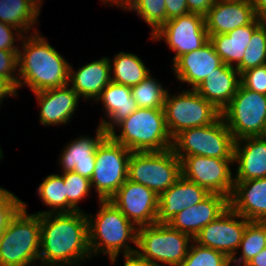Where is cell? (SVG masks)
Listing matches in <instances>:
<instances>
[{
	"mask_svg": "<svg viewBox=\"0 0 266 266\" xmlns=\"http://www.w3.org/2000/svg\"><path fill=\"white\" fill-rule=\"evenodd\" d=\"M41 266H80L92 258L84 211L40 215Z\"/></svg>",
	"mask_w": 266,
	"mask_h": 266,
	"instance_id": "1",
	"label": "cell"
},
{
	"mask_svg": "<svg viewBox=\"0 0 266 266\" xmlns=\"http://www.w3.org/2000/svg\"><path fill=\"white\" fill-rule=\"evenodd\" d=\"M20 43L17 90L26 85L36 93L68 85L69 62L40 31L25 35Z\"/></svg>",
	"mask_w": 266,
	"mask_h": 266,
	"instance_id": "2",
	"label": "cell"
},
{
	"mask_svg": "<svg viewBox=\"0 0 266 266\" xmlns=\"http://www.w3.org/2000/svg\"><path fill=\"white\" fill-rule=\"evenodd\" d=\"M98 202L97 213L87 214L89 249L92 257L107 255L114 264L120 254L136 253L138 228L109 200Z\"/></svg>",
	"mask_w": 266,
	"mask_h": 266,
	"instance_id": "3",
	"label": "cell"
},
{
	"mask_svg": "<svg viewBox=\"0 0 266 266\" xmlns=\"http://www.w3.org/2000/svg\"><path fill=\"white\" fill-rule=\"evenodd\" d=\"M115 130H119L120 134ZM108 135L131 152L164 151L172 148L164 109L138 107L130 116L120 121Z\"/></svg>",
	"mask_w": 266,
	"mask_h": 266,
	"instance_id": "4",
	"label": "cell"
},
{
	"mask_svg": "<svg viewBox=\"0 0 266 266\" xmlns=\"http://www.w3.org/2000/svg\"><path fill=\"white\" fill-rule=\"evenodd\" d=\"M27 210V203L24 202L3 232L0 240V266L39 265L40 214H28Z\"/></svg>",
	"mask_w": 266,
	"mask_h": 266,
	"instance_id": "5",
	"label": "cell"
},
{
	"mask_svg": "<svg viewBox=\"0 0 266 266\" xmlns=\"http://www.w3.org/2000/svg\"><path fill=\"white\" fill-rule=\"evenodd\" d=\"M192 241L168 223H154L138 228L136 253L155 266H180Z\"/></svg>",
	"mask_w": 266,
	"mask_h": 266,
	"instance_id": "6",
	"label": "cell"
},
{
	"mask_svg": "<svg viewBox=\"0 0 266 266\" xmlns=\"http://www.w3.org/2000/svg\"><path fill=\"white\" fill-rule=\"evenodd\" d=\"M235 139L220 115L212 124L186 129L172 139L176 156L233 159Z\"/></svg>",
	"mask_w": 266,
	"mask_h": 266,
	"instance_id": "7",
	"label": "cell"
},
{
	"mask_svg": "<svg viewBox=\"0 0 266 266\" xmlns=\"http://www.w3.org/2000/svg\"><path fill=\"white\" fill-rule=\"evenodd\" d=\"M181 176V160L172 149L131 153L128 180L148 187L158 197Z\"/></svg>",
	"mask_w": 266,
	"mask_h": 266,
	"instance_id": "8",
	"label": "cell"
},
{
	"mask_svg": "<svg viewBox=\"0 0 266 266\" xmlns=\"http://www.w3.org/2000/svg\"><path fill=\"white\" fill-rule=\"evenodd\" d=\"M169 91L165 95L163 109L166 127L172 139L186 129L212 124L221 115L195 89L187 88L172 95Z\"/></svg>",
	"mask_w": 266,
	"mask_h": 266,
	"instance_id": "9",
	"label": "cell"
},
{
	"mask_svg": "<svg viewBox=\"0 0 266 266\" xmlns=\"http://www.w3.org/2000/svg\"><path fill=\"white\" fill-rule=\"evenodd\" d=\"M131 151L107 135L98 145L90 179L99 200H109L128 179Z\"/></svg>",
	"mask_w": 266,
	"mask_h": 266,
	"instance_id": "10",
	"label": "cell"
},
{
	"mask_svg": "<svg viewBox=\"0 0 266 266\" xmlns=\"http://www.w3.org/2000/svg\"><path fill=\"white\" fill-rule=\"evenodd\" d=\"M221 116L235 140L263 136L266 130V95L240 84Z\"/></svg>",
	"mask_w": 266,
	"mask_h": 266,
	"instance_id": "11",
	"label": "cell"
},
{
	"mask_svg": "<svg viewBox=\"0 0 266 266\" xmlns=\"http://www.w3.org/2000/svg\"><path fill=\"white\" fill-rule=\"evenodd\" d=\"M181 160L182 176L205 188L209 193L230 199L234 189L233 159H219L201 155L177 156Z\"/></svg>",
	"mask_w": 266,
	"mask_h": 266,
	"instance_id": "12",
	"label": "cell"
},
{
	"mask_svg": "<svg viewBox=\"0 0 266 266\" xmlns=\"http://www.w3.org/2000/svg\"><path fill=\"white\" fill-rule=\"evenodd\" d=\"M149 37L154 41H165L169 50L175 52L172 64L180 56L201 48L209 41L205 16L190 12L166 21Z\"/></svg>",
	"mask_w": 266,
	"mask_h": 266,
	"instance_id": "13",
	"label": "cell"
},
{
	"mask_svg": "<svg viewBox=\"0 0 266 266\" xmlns=\"http://www.w3.org/2000/svg\"><path fill=\"white\" fill-rule=\"evenodd\" d=\"M249 222L229 206L217 219L203 227L193 240L199 245L221 251L231 259L237 253Z\"/></svg>",
	"mask_w": 266,
	"mask_h": 266,
	"instance_id": "14",
	"label": "cell"
},
{
	"mask_svg": "<svg viewBox=\"0 0 266 266\" xmlns=\"http://www.w3.org/2000/svg\"><path fill=\"white\" fill-rule=\"evenodd\" d=\"M109 201L137 228L157 223L159 197L142 184L127 179Z\"/></svg>",
	"mask_w": 266,
	"mask_h": 266,
	"instance_id": "15",
	"label": "cell"
},
{
	"mask_svg": "<svg viewBox=\"0 0 266 266\" xmlns=\"http://www.w3.org/2000/svg\"><path fill=\"white\" fill-rule=\"evenodd\" d=\"M108 134L101 125L97 126L95 137L80 135L66 143L59 154L60 171L76 172L82 177L91 179L95 168V155L99 143Z\"/></svg>",
	"mask_w": 266,
	"mask_h": 266,
	"instance_id": "16",
	"label": "cell"
},
{
	"mask_svg": "<svg viewBox=\"0 0 266 266\" xmlns=\"http://www.w3.org/2000/svg\"><path fill=\"white\" fill-rule=\"evenodd\" d=\"M69 85L33 93L40 107L39 122L43 126H60L70 123L80 96Z\"/></svg>",
	"mask_w": 266,
	"mask_h": 266,
	"instance_id": "17",
	"label": "cell"
},
{
	"mask_svg": "<svg viewBox=\"0 0 266 266\" xmlns=\"http://www.w3.org/2000/svg\"><path fill=\"white\" fill-rule=\"evenodd\" d=\"M229 206L228 197L210 193L197 205L178 212L168 224L194 239L203 227L217 219Z\"/></svg>",
	"mask_w": 266,
	"mask_h": 266,
	"instance_id": "18",
	"label": "cell"
},
{
	"mask_svg": "<svg viewBox=\"0 0 266 266\" xmlns=\"http://www.w3.org/2000/svg\"><path fill=\"white\" fill-rule=\"evenodd\" d=\"M222 64V59L208 41L201 48L180 56L172 64V70L181 84L187 83V86L190 85L191 89H195Z\"/></svg>",
	"mask_w": 266,
	"mask_h": 266,
	"instance_id": "19",
	"label": "cell"
},
{
	"mask_svg": "<svg viewBox=\"0 0 266 266\" xmlns=\"http://www.w3.org/2000/svg\"><path fill=\"white\" fill-rule=\"evenodd\" d=\"M255 19L253 1L217 0L205 15V26L209 36L226 34Z\"/></svg>",
	"mask_w": 266,
	"mask_h": 266,
	"instance_id": "20",
	"label": "cell"
},
{
	"mask_svg": "<svg viewBox=\"0 0 266 266\" xmlns=\"http://www.w3.org/2000/svg\"><path fill=\"white\" fill-rule=\"evenodd\" d=\"M233 164L237 166L234 181L266 178V139L256 136L235 140Z\"/></svg>",
	"mask_w": 266,
	"mask_h": 266,
	"instance_id": "21",
	"label": "cell"
},
{
	"mask_svg": "<svg viewBox=\"0 0 266 266\" xmlns=\"http://www.w3.org/2000/svg\"><path fill=\"white\" fill-rule=\"evenodd\" d=\"M111 81V66L106 56L86 63L77 70L70 64L68 85L83 101L95 102Z\"/></svg>",
	"mask_w": 266,
	"mask_h": 266,
	"instance_id": "22",
	"label": "cell"
},
{
	"mask_svg": "<svg viewBox=\"0 0 266 266\" xmlns=\"http://www.w3.org/2000/svg\"><path fill=\"white\" fill-rule=\"evenodd\" d=\"M209 194L205 188L181 176L159 196L157 223H168L178 212L197 205Z\"/></svg>",
	"mask_w": 266,
	"mask_h": 266,
	"instance_id": "23",
	"label": "cell"
},
{
	"mask_svg": "<svg viewBox=\"0 0 266 266\" xmlns=\"http://www.w3.org/2000/svg\"><path fill=\"white\" fill-rule=\"evenodd\" d=\"M229 205L249 221H266V178L235 181Z\"/></svg>",
	"mask_w": 266,
	"mask_h": 266,
	"instance_id": "24",
	"label": "cell"
},
{
	"mask_svg": "<svg viewBox=\"0 0 266 266\" xmlns=\"http://www.w3.org/2000/svg\"><path fill=\"white\" fill-rule=\"evenodd\" d=\"M102 103L104 117L99 122L108 134L123 119L130 116L138 107L134 100L131 87L110 82L101 92L95 103Z\"/></svg>",
	"mask_w": 266,
	"mask_h": 266,
	"instance_id": "25",
	"label": "cell"
},
{
	"mask_svg": "<svg viewBox=\"0 0 266 266\" xmlns=\"http://www.w3.org/2000/svg\"><path fill=\"white\" fill-rule=\"evenodd\" d=\"M240 84L238 70L223 63L216 68V71L207 76L195 90L222 112L236 94Z\"/></svg>",
	"mask_w": 266,
	"mask_h": 266,
	"instance_id": "26",
	"label": "cell"
},
{
	"mask_svg": "<svg viewBox=\"0 0 266 266\" xmlns=\"http://www.w3.org/2000/svg\"><path fill=\"white\" fill-rule=\"evenodd\" d=\"M261 23L256 18L251 24L238 27L226 34L209 36V41L224 64L236 68L241 63L253 31Z\"/></svg>",
	"mask_w": 266,
	"mask_h": 266,
	"instance_id": "27",
	"label": "cell"
},
{
	"mask_svg": "<svg viewBox=\"0 0 266 266\" xmlns=\"http://www.w3.org/2000/svg\"><path fill=\"white\" fill-rule=\"evenodd\" d=\"M41 9L34 0H0V21L31 34L38 31L35 25L39 26Z\"/></svg>",
	"mask_w": 266,
	"mask_h": 266,
	"instance_id": "28",
	"label": "cell"
},
{
	"mask_svg": "<svg viewBox=\"0 0 266 266\" xmlns=\"http://www.w3.org/2000/svg\"><path fill=\"white\" fill-rule=\"evenodd\" d=\"M111 80L128 87L136 86L150 74L143 60L134 53L119 52L111 59Z\"/></svg>",
	"mask_w": 266,
	"mask_h": 266,
	"instance_id": "29",
	"label": "cell"
},
{
	"mask_svg": "<svg viewBox=\"0 0 266 266\" xmlns=\"http://www.w3.org/2000/svg\"><path fill=\"white\" fill-rule=\"evenodd\" d=\"M265 247L266 221H250L243 233L237 253L231 258V266H244Z\"/></svg>",
	"mask_w": 266,
	"mask_h": 266,
	"instance_id": "30",
	"label": "cell"
},
{
	"mask_svg": "<svg viewBox=\"0 0 266 266\" xmlns=\"http://www.w3.org/2000/svg\"><path fill=\"white\" fill-rule=\"evenodd\" d=\"M38 198L51 209L37 214L66 213V190L63 176L59 173L47 175L37 188Z\"/></svg>",
	"mask_w": 266,
	"mask_h": 266,
	"instance_id": "31",
	"label": "cell"
},
{
	"mask_svg": "<svg viewBox=\"0 0 266 266\" xmlns=\"http://www.w3.org/2000/svg\"><path fill=\"white\" fill-rule=\"evenodd\" d=\"M167 90L152 74L131 87L132 96L139 108L163 109Z\"/></svg>",
	"mask_w": 266,
	"mask_h": 266,
	"instance_id": "32",
	"label": "cell"
},
{
	"mask_svg": "<svg viewBox=\"0 0 266 266\" xmlns=\"http://www.w3.org/2000/svg\"><path fill=\"white\" fill-rule=\"evenodd\" d=\"M165 0H130L124 11H135L151 29L152 36L166 21Z\"/></svg>",
	"mask_w": 266,
	"mask_h": 266,
	"instance_id": "33",
	"label": "cell"
},
{
	"mask_svg": "<svg viewBox=\"0 0 266 266\" xmlns=\"http://www.w3.org/2000/svg\"><path fill=\"white\" fill-rule=\"evenodd\" d=\"M266 65V23L254 31L241 63L236 67L240 75L252 68Z\"/></svg>",
	"mask_w": 266,
	"mask_h": 266,
	"instance_id": "34",
	"label": "cell"
},
{
	"mask_svg": "<svg viewBox=\"0 0 266 266\" xmlns=\"http://www.w3.org/2000/svg\"><path fill=\"white\" fill-rule=\"evenodd\" d=\"M61 175L63 176L66 190V213L81 212L82 209L78 204L90 196L89 194L92 190L90 180L74 171L61 173Z\"/></svg>",
	"mask_w": 266,
	"mask_h": 266,
	"instance_id": "35",
	"label": "cell"
},
{
	"mask_svg": "<svg viewBox=\"0 0 266 266\" xmlns=\"http://www.w3.org/2000/svg\"><path fill=\"white\" fill-rule=\"evenodd\" d=\"M180 266H231V259L225 253L199 245L193 240Z\"/></svg>",
	"mask_w": 266,
	"mask_h": 266,
	"instance_id": "36",
	"label": "cell"
},
{
	"mask_svg": "<svg viewBox=\"0 0 266 266\" xmlns=\"http://www.w3.org/2000/svg\"><path fill=\"white\" fill-rule=\"evenodd\" d=\"M24 205L13 192L0 187V231H5L10 220Z\"/></svg>",
	"mask_w": 266,
	"mask_h": 266,
	"instance_id": "37",
	"label": "cell"
},
{
	"mask_svg": "<svg viewBox=\"0 0 266 266\" xmlns=\"http://www.w3.org/2000/svg\"><path fill=\"white\" fill-rule=\"evenodd\" d=\"M240 81L244 88L266 95V65L243 72Z\"/></svg>",
	"mask_w": 266,
	"mask_h": 266,
	"instance_id": "38",
	"label": "cell"
},
{
	"mask_svg": "<svg viewBox=\"0 0 266 266\" xmlns=\"http://www.w3.org/2000/svg\"><path fill=\"white\" fill-rule=\"evenodd\" d=\"M0 77L16 89L18 85V51L0 50Z\"/></svg>",
	"mask_w": 266,
	"mask_h": 266,
	"instance_id": "39",
	"label": "cell"
},
{
	"mask_svg": "<svg viewBox=\"0 0 266 266\" xmlns=\"http://www.w3.org/2000/svg\"><path fill=\"white\" fill-rule=\"evenodd\" d=\"M24 36L20 30L0 21V50L18 51L20 45L15 42L20 43Z\"/></svg>",
	"mask_w": 266,
	"mask_h": 266,
	"instance_id": "40",
	"label": "cell"
},
{
	"mask_svg": "<svg viewBox=\"0 0 266 266\" xmlns=\"http://www.w3.org/2000/svg\"><path fill=\"white\" fill-rule=\"evenodd\" d=\"M167 21L189 13L186 0H165Z\"/></svg>",
	"mask_w": 266,
	"mask_h": 266,
	"instance_id": "41",
	"label": "cell"
},
{
	"mask_svg": "<svg viewBox=\"0 0 266 266\" xmlns=\"http://www.w3.org/2000/svg\"><path fill=\"white\" fill-rule=\"evenodd\" d=\"M187 7L190 13H197L205 16L209 9L216 3L217 0H186Z\"/></svg>",
	"mask_w": 266,
	"mask_h": 266,
	"instance_id": "42",
	"label": "cell"
},
{
	"mask_svg": "<svg viewBox=\"0 0 266 266\" xmlns=\"http://www.w3.org/2000/svg\"><path fill=\"white\" fill-rule=\"evenodd\" d=\"M12 96H19L17 89L7 79L0 77V107H2L4 99H8Z\"/></svg>",
	"mask_w": 266,
	"mask_h": 266,
	"instance_id": "43",
	"label": "cell"
},
{
	"mask_svg": "<svg viewBox=\"0 0 266 266\" xmlns=\"http://www.w3.org/2000/svg\"><path fill=\"white\" fill-rule=\"evenodd\" d=\"M123 259V266H155L154 264L140 257L137 253L124 255Z\"/></svg>",
	"mask_w": 266,
	"mask_h": 266,
	"instance_id": "44",
	"label": "cell"
},
{
	"mask_svg": "<svg viewBox=\"0 0 266 266\" xmlns=\"http://www.w3.org/2000/svg\"><path fill=\"white\" fill-rule=\"evenodd\" d=\"M256 18L266 23V0H252Z\"/></svg>",
	"mask_w": 266,
	"mask_h": 266,
	"instance_id": "45",
	"label": "cell"
},
{
	"mask_svg": "<svg viewBox=\"0 0 266 266\" xmlns=\"http://www.w3.org/2000/svg\"><path fill=\"white\" fill-rule=\"evenodd\" d=\"M244 266H266V247L251 258Z\"/></svg>",
	"mask_w": 266,
	"mask_h": 266,
	"instance_id": "46",
	"label": "cell"
},
{
	"mask_svg": "<svg viewBox=\"0 0 266 266\" xmlns=\"http://www.w3.org/2000/svg\"><path fill=\"white\" fill-rule=\"evenodd\" d=\"M102 4H108L109 7L116 6L117 8H121L123 11L128 6L130 0H100Z\"/></svg>",
	"mask_w": 266,
	"mask_h": 266,
	"instance_id": "47",
	"label": "cell"
},
{
	"mask_svg": "<svg viewBox=\"0 0 266 266\" xmlns=\"http://www.w3.org/2000/svg\"><path fill=\"white\" fill-rule=\"evenodd\" d=\"M39 6H42L43 5V0H34Z\"/></svg>",
	"mask_w": 266,
	"mask_h": 266,
	"instance_id": "48",
	"label": "cell"
},
{
	"mask_svg": "<svg viewBox=\"0 0 266 266\" xmlns=\"http://www.w3.org/2000/svg\"><path fill=\"white\" fill-rule=\"evenodd\" d=\"M3 156H4V154H3V152H2V148L0 147V160L3 159Z\"/></svg>",
	"mask_w": 266,
	"mask_h": 266,
	"instance_id": "49",
	"label": "cell"
},
{
	"mask_svg": "<svg viewBox=\"0 0 266 266\" xmlns=\"http://www.w3.org/2000/svg\"><path fill=\"white\" fill-rule=\"evenodd\" d=\"M222 1H252V0H222Z\"/></svg>",
	"mask_w": 266,
	"mask_h": 266,
	"instance_id": "50",
	"label": "cell"
},
{
	"mask_svg": "<svg viewBox=\"0 0 266 266\" xmlns=\"http://www.w3.org/2000/svg\"><path fill=\"white\" fill-rule=\"evenodd\" d=\"M3 232L4 231H0V240L2 239Z\"/></svg>",
	"mask_w": 266,
	"mask_h": 266,
	"instance_id": "51",
	"label": "cell"
},
{
	"mask_svg": "<svg viewBox=\"0 0 266 266\" xmlns=\"http://www.w3.org/2000/svg\"><path fill=\"white\" fill-rule=\"evenodd\" d=\"M263 137L266 139V130H265V132H264V134H263Z\"/></svg>",
	"mask_w": 266,
	"mask_h": 266,
	"instance_id": "52",
	"label": "cell"
}]
</instances>
